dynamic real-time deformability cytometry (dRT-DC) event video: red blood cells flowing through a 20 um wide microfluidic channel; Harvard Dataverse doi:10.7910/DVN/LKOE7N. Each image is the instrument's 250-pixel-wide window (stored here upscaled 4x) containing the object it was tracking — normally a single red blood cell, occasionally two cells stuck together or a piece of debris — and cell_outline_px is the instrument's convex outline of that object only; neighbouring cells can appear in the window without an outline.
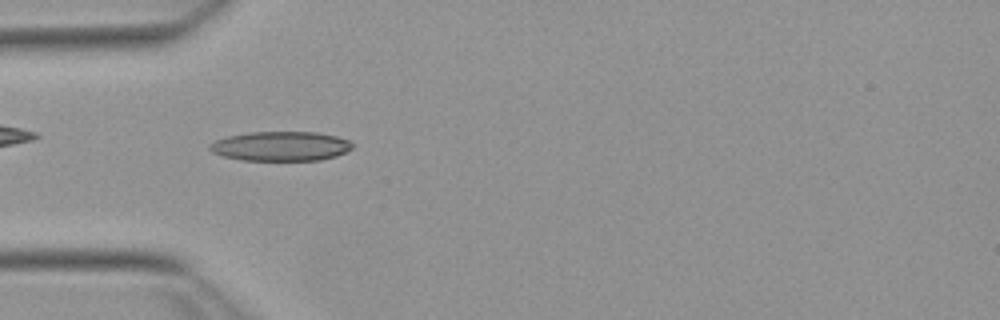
{"species": "Egyptian fruit bat (a non-hibernating species)", "species_latin": "Rousettus aegyptiacus", "temperature_condition": "warm", "stored_images_in_passage": 52, "camera_frame_rate_fps": 3000, "um_per_image_px": 0.085, "animal": {"sex": "female"}, "frame": {"image": 1, "passage_image": 15, "time_ms": 4.667, "image_size_px": [1000, 320], "cell_outline_px": [[352, 148], [336, 156], [320, 160], [240, 160], [224, 156], [212, 152], [208, 148], [208, 144], [216, 140], [228, 136], [252, 132], [316, 132], [336, 136], [348, 140], [352, 144]], "centroid_in_image_um": [23.84, 12.42], "position_along_channel_um": 61.2, "area_um2": 24.39}}
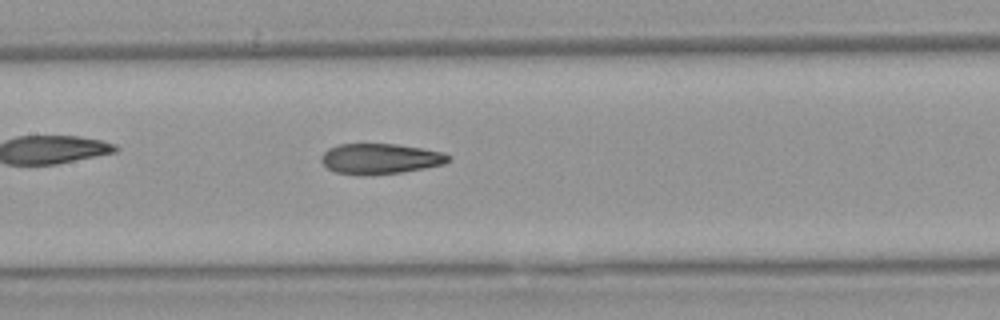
{"frame": {"image": 2, "passage_image": 24, "time_ms": 7.667, "image_size_px": [1000, 320], "cell_outline_px": [[452, 160], [444, 164], [424, 168], [400, 172], [368, 176], [364, 176], [336, 172], [328, 168], [320, 160], [320, 156], [328, 148], [340, 144], [396, 144], [444, 152], [452, 156]], "centroid_in_image_um": [32.33, 13.5], "position_along_channel_um": 175.1, "area_um2": 22.72}}
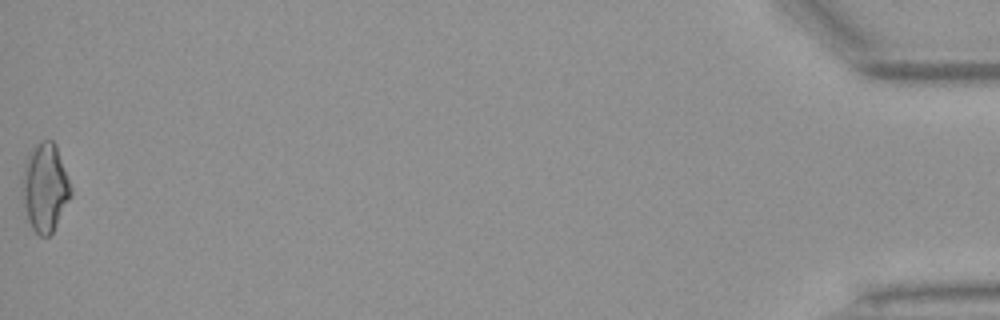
{"frame": {"image": 3, "passage_image": 52, "time_ms": 17.0, "image_size_px": [1000, 320], "cell_outline_px": [[72, 196], [52, 232], [48, 236], [40, 236], [32, 228], [28, 220], [24, 204], [20, 180], [24, 160], [36, 144], [40, 140], [52, 140], [56, 144], [72, 188]], "centroid_in_image_um": [3.81, 15.9], "position_along_channel_um": 431.4, "area_um2": 25.26}, "authors_computed_cell_mechanics": {"area_um2": 22.8021, "velocity_mm_per_s": 3.8488, "shape_relaxation_time_tau1_ms": null, "shape_relaxation_time_tau2_ms": 2.2234, "deformation_change_tau1": null, "deformation_change_tau2": 0.1078}}